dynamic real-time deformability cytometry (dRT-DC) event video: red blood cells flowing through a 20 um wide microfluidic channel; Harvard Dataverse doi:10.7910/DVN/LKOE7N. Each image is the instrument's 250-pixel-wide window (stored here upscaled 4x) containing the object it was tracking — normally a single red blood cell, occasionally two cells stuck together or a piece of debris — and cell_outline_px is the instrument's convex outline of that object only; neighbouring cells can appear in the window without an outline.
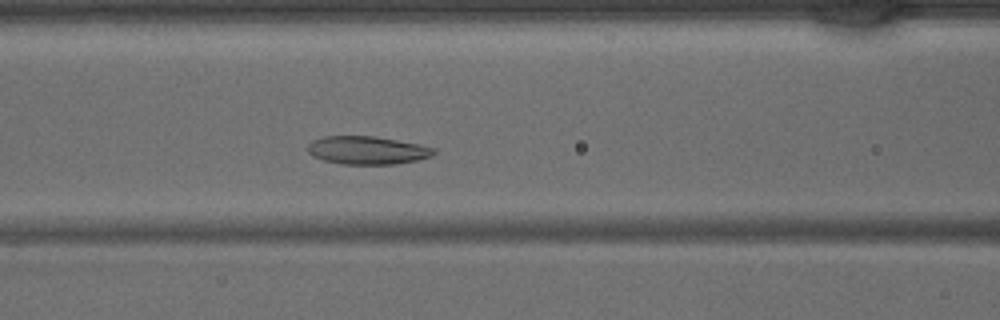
{"species": "common noctule bat (a hibernating species)", "species_latin": "Nyctalus noctula", "temperature_condition": "warm", "stored_images_in_passage": 35, "segment_of_instrument_passage": [1, 2], "camera_frame_rate_fps": 3000, "um_per_image_px": 0.085, "animal": {"sex": "male", "body_mass_g": 15.6}, "frame": {"image": 1, "passage_image": 10, "time_ms": 3.0, "image_size_px": [1000, 320], "cell_outline_px": [[436, 152], [432, 156], [416, 160], [392, 164], [340, 164], [324, 160], [312, 156], [308, 152], [308, 144], [312, 140], [324, 136], [376, 136], [420, 144], [436, 148]], "centroid_in_image_um": [31.22, 12.76], "position_along_channel_um": 135.4, "area_um2": 20.75}}
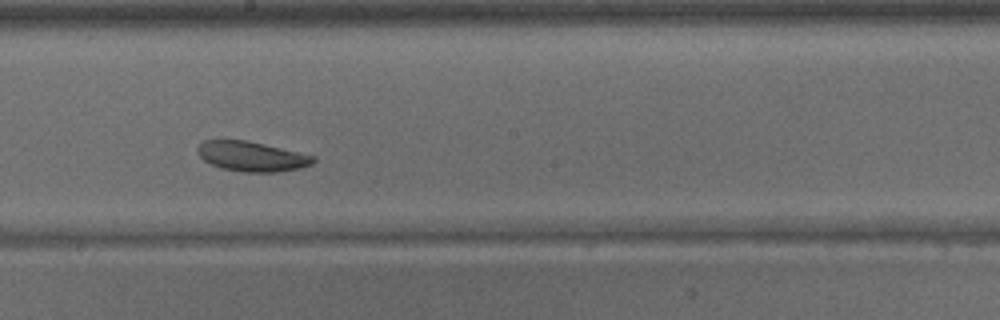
{"frame": {"image": 2, "passage_image": 16, "time_ms": 5.0, "image_size_px": [1000, 320], "cell_outline_px": [[316, 160], [312, 164], [300, 168], [276, 172], [244, 172], [220, 168], [204, 160], [196, 152], [196, 148], [204, 140], [244, 140], [264, 144], [316, 156]], "centroid_in_image_um": [21.4, 13.3], "position_along_channel_um": 226.8, "area_um2": 20.11}}
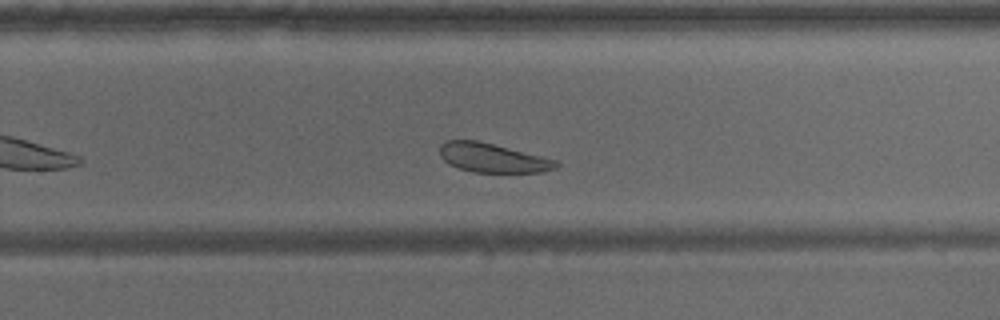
{"frame": {"image": 3, "passage_image": 20, "time_ms": 6.333, "image_size_px": [1000, 320], "cell_outline_px": [[560, 164], [556, 168], [544, 172], [472, 172], [456, 168], [448, 164], [440, 156], [440, 144], [444, 140], [476, 140], [556, 160]], "centroid_in_image_um": [41.82, 13.43], "position_along_channel_um": 288.0, "area_um2": 19.65}}